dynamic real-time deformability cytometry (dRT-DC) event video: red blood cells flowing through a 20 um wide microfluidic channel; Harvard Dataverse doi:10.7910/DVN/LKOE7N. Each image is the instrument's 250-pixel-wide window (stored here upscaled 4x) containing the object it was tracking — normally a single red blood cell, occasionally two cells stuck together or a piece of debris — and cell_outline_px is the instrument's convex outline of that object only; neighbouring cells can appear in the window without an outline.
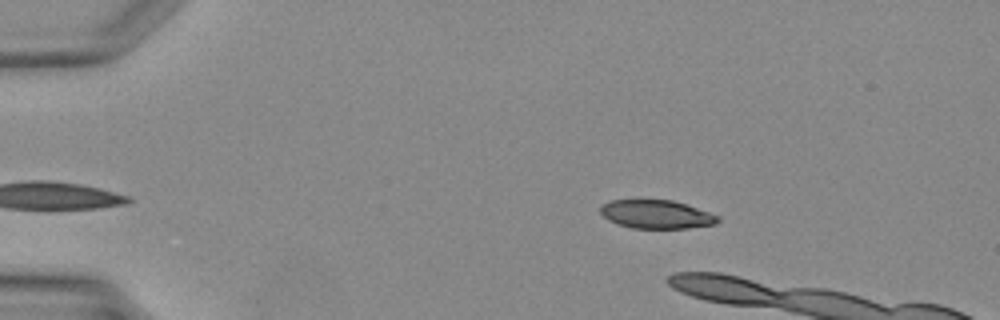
{"species": "Egyptian fruit bat (a non-hibernating species)", "species_latin": "Rousettus aegyptiacus", "temperature_condition": "warm", "stored_images_in_passage": 7, "camera_frame_rate_fps": 3000, "um_per_image_px": 0.085, "animal": {"sex": "female"}, "frame": {"image": 1, "passage_image": 1, "time_ms": 0.0, "image_size_px": [1000, 320], "cell_outline_px": [[720, 220], [716, 224], [688, 228], [632, 228], [616, 224], [608, 220], [600, 212], [600, 208], [604, 204], [612, 200], [672, 200], [720, 216]], "centroid_in_image_um": [55.79, 18.23], "position_along_channel_um": 29.2, "area_um2": 19.36}}